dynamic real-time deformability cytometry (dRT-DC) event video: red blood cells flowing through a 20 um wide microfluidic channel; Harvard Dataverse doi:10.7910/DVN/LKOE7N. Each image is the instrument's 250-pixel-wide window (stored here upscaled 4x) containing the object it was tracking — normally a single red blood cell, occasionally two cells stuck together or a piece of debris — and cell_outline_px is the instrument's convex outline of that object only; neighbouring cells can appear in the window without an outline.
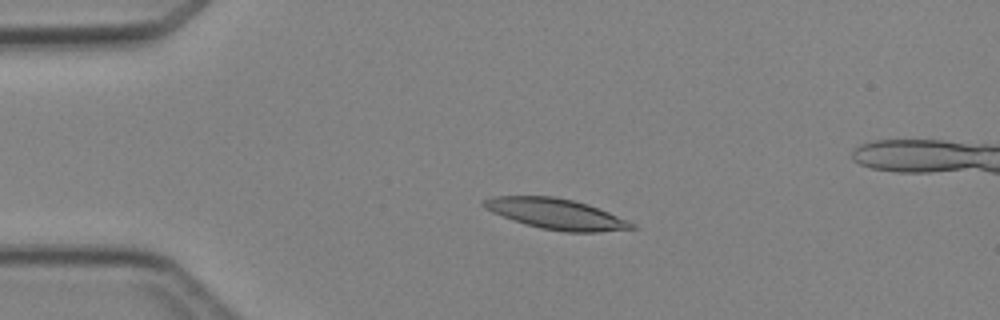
{"species": "Egyptian fruit bat (a non-hibernating species)", "species_latin": "Rousettus aegyptiacus", "temperature_condition": "cold", "stored_images_in_passage": 4, "camera_frame_rate_fps": 3000, "um_per_image_px": 0.085, "animal": {"sex": "female"}, "frame": {"image": 1, "passage_image": 2, "time_ms": 1.333, "image_size_px": [1000, 320], "cell_outline_px": [[640, 228], [596, 232], [568, 232], [540, 228], [512, 220], [492, 212], [484, 208], [480, 204], [484, 200], [492, 196], [552, 196], [572, 200], [588, 204], [628, 220], [636, 224]], "centroid_in_image_um": [47.28, 18.18], "position_along_channel_um": 37.7, "area_um2": 26.36}}